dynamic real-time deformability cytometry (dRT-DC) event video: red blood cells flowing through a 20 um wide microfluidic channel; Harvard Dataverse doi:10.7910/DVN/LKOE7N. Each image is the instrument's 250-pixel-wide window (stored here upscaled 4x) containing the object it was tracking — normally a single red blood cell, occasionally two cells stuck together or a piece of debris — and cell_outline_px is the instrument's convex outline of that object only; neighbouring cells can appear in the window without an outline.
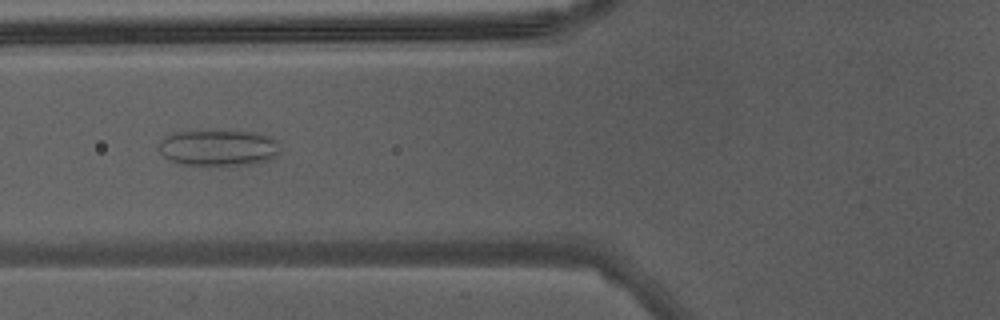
{"species": "Egyptian fruit bat (a non-hibernating species)", "species_latin": "Rousettus aegyptiacus", "temperature_condition": "warm", "stored_images_in_passage": 48, "camera_frame_rate_fps": 3000, "um_per_image_px": 0.085, "animal": {"sex": "male"}, "frame": {"image": 1, "passage_image": 21, "time_ms": 6.667, "image_size_px": [1000, 320], "cell_outline_px": [[280, 152], [268, 160], [256, 164], [220, 168], [208, 168], [180, 164], [164, 156], [160, 152], [160, 140], [164, 136], [172, 132], [196, 128], [256, 132], [272, 136], [276, 140]], "centroid_in_image_um": [18.54, 12.56], "position_along_channel_um": 107.3, "area_um2": 27.51}}